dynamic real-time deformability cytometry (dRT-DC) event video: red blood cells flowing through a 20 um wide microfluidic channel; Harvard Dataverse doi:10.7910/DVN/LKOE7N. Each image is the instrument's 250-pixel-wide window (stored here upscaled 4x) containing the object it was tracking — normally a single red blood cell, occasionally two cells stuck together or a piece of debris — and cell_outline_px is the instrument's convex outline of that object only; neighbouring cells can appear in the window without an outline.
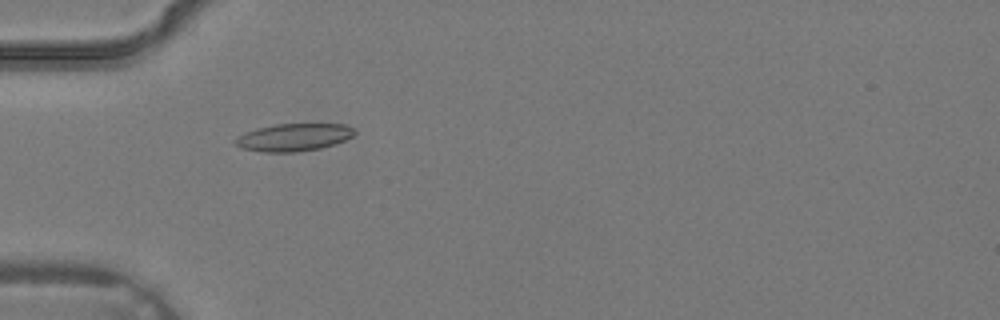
{"species": "common noctule bat (a hibernating species)", "species_latin": "Nyctalus noctula", "temperature_condition": "warm", "stored_images_in_passage": 2, "camera_frame_rate_fps": 3000, "um_per_image_px": 0.085, "animal": {"sex": "male", "body_mass_g": 19.2, "forearm_length_mm": 51.8}, "frame": {"image": 1, "passage_image": 2, "time_ms": 0.333, "image_size_px": [1000, 320], "cell_outline_px": [[356, 132], [352, 136], [344, 140], [320, 148], [296, 152], [264, 152], [240, 148], [232, 140], [236, 136], [244, 132], [256, 128], [272, 124], [344, 124], [352, 128]], "centroid_in_image_um": [24.88, 11.66], "position_along_channel_um": 60.1, "area_um2": 19.19}}